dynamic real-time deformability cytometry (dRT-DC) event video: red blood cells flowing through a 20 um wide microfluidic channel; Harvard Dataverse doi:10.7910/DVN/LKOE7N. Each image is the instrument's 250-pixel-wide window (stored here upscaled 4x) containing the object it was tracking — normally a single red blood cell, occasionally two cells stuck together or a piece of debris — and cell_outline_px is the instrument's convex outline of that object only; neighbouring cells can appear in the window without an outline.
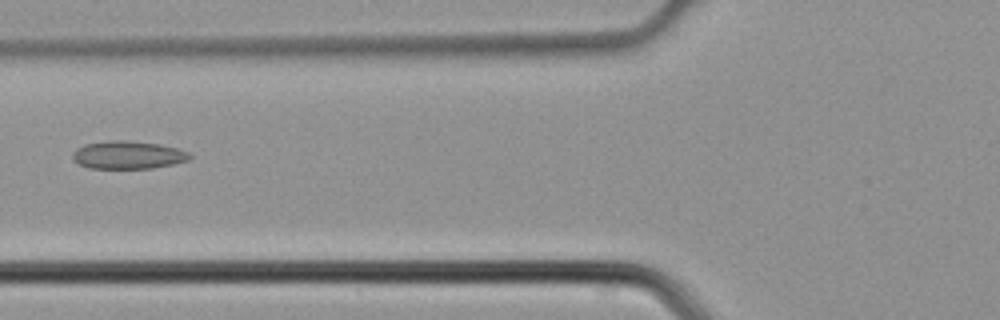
{"species": "common noctule bat (a hibernating species)", "species_latin": "Nyctalus noctula", "temperature_condition": "cold", "stored_images_in_passage": 4, "camera_frame_rate_fps": 3000, "um_per_image_px": 0.085, "animal": {"sex": "male", "body_mass_g": 21.5, "forearm_length_mm": 52.0}, "frame": {"image": 1, "passage_image": 4, "time_ms": 1.0, "image_size_px": [1000, 320], "cell_outline_px": [[192, 156], [188, 160], [172, 164], [152, 168], [88, 168], [80, 164], [72, 156], [72, 152], [76, 148], [84, 144], [112, 140], [124, 140], [160, 144], [176, 148], [188, 152]], "centroid_in_image_um": [10.87, 13.16], "position_along_channel_um": 114.9, "area_um2": 18.9}}